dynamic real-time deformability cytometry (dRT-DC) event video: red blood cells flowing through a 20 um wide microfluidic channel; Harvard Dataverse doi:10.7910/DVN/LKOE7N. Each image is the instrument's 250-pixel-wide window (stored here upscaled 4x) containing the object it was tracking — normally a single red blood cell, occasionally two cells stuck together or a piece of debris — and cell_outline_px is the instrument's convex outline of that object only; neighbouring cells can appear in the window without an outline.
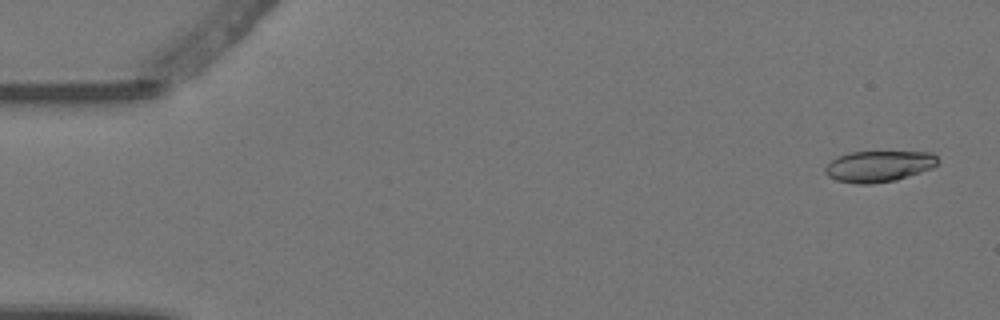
{"species": "Egyptian fruit bat (a non-hibernating species)", "species_latin": "Rousettus aegyptiacus", "temperature_condition": "warm", "stored_images_in_passage": 5, "segment_of_instrument_passage": [2, 2], "camera_frame_rate_fps": 3000, "um_per_image_px": 0.085, "animal": {"sex": "female"}, "frame": {"image": 1, "passage_image": 5, "time_ms": 1.333, "image_size_px": [1000, 320], "cell_outline_px": [[940, 164], [932, 168], [896, 180], [868, 184], [856, 184], [836, 180], [828, 176], [824, 172], [824, 168], [832, 160], [848, 152], [932, 152], [940, 160]], "centroid_in_image_um": [74.72, 14.13], "position_along_channel_um": 10.3, "area_um2": 20.46}}